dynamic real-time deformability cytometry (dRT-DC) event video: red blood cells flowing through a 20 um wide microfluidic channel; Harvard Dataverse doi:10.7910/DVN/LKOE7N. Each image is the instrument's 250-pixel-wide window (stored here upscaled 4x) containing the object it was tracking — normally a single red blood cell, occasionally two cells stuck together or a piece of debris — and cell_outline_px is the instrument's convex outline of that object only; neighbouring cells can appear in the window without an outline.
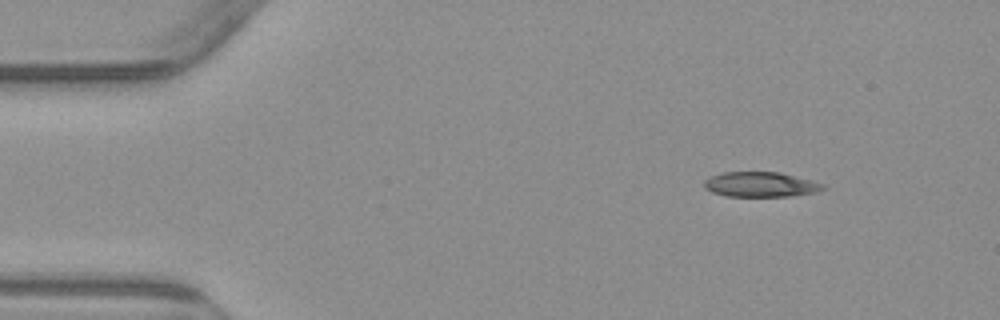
{"species": "common noctule bat (a hibernating species)", "species_latin": "Nyctalus noctula", "temperature_condition": "warm", "stored_images_in_passage": 4, "camera_frame_rate_fps": 3000, "um_per_image_px": 0.085, "animal": {"sex": "male", "body_mass_g": 23.1, "forearm_length_mm": 52.7}, "frame": {"image": 1, "passage_image": 1, "time_ms": 0.0, "image_size_px": [1000, 320], "cell_outline_px": [[828, 188], [816, 192], [792, 196], [724, 196], [712, 192], [704, 188], [704, 180], [712, 176], [724, 172], [780, 172], [812, 180], [824, 184]], "centroid_in_image_um": [64.68, 15.68], "position_along_channel_um": 20.3, "area_um2": 17.4}}
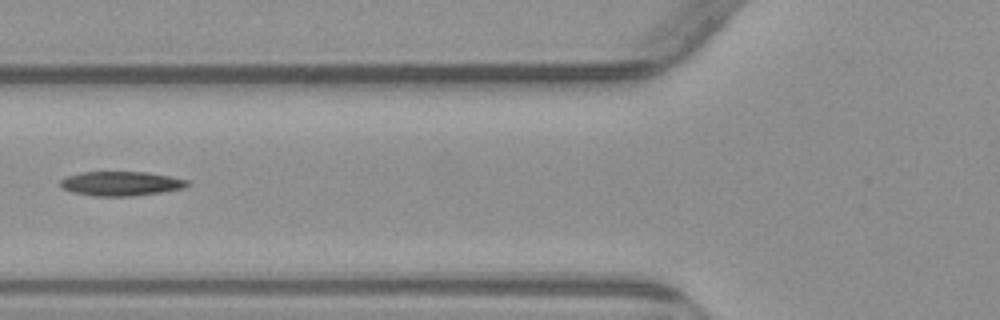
{"frame": {"image": 2, "passage_image": 3, "time_ms": 4.667, "image_size_px": [1000, 320], "cell_outline_px": [[192, 184], [184, 188], [160, 192], [132, 196], [92, 196], [72, 192], [64, 188], [60, 184], [60, 180], [68, 176], [80, 172], [148, 172], [192, 180]], "centroid_in_image_um": [10.35, 15.6], "position_along_channel_um": 115.5, "area_um2": 18.15}}
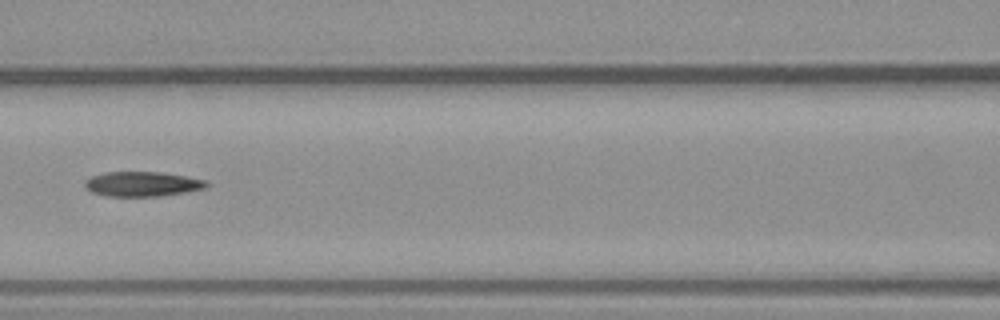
{"frame": {"image": 3, "passage_image": 4, "time_ms": 5.667, "image_size_px": [1000, 320], "cell_outline_px": [[212, 184], [208, 188], [160, 196], [108, 196], [92, 192], [84, 184], [84, 180], [92, 176], [104, 172], [160, 172], [208, 180]], "centroid_in_image_um": [12.15, 15.63], "position_along_channel_um": 154.4, "area_um2": 17.63}}